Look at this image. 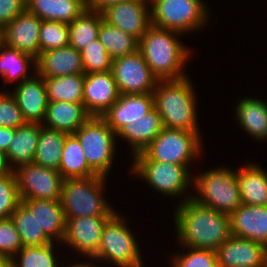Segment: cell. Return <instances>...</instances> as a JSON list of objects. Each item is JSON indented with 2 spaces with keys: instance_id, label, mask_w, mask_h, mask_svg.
Wrapping results in <instances>:
<instances>
[{
  "instance_id": "cell-1",
  "label": "cell",
  "mask_w": 267,
  "mask_h": 267,
  "mask_svg": "<svg viewBox=\"0 0 267 267\" xmlns=\"http://www.w3.org/2000/svg\"><path fill=\"white\" fill-rule=\"evenodd\" d=\"M174 213V221L184 247L216 251L231 236L230 215L184 199Z\"/></svg>"
},
{
  "instance_id": "cell-2",
  "label": "cell",
  "mask_w": 267,
  "mask_h": 267,
  "mask_svg": "<svg viewBox=\"0 0 267 267\" xmlns=\"http://www.w3.org/2000/svg\"><path fill=\"white\" fill-rule=\"evenodd\" d=\"M177 34L181 33L151 25L139 40L138 50L158 80L186 77L182 68L190 49L182 45Z\"/></svg>"
},
{
  "instance_id": "cell-3",
  "label": "cell",
  "mask_w": 267,
  "mask_h": 267,
  "mask_svg": "<svg viewBox=\"0 0 267 267\" xmlns=\"http://www.w3.org/2000/svg\"><path fill=\"white\" fill-rule=\"evenodd\" d=\"M187 77L159 80L152 93L154 108L161 116L163 127L199 132L196 98Z\"/></svg>"
},
{
  "instance_id": "cell-4",
  "label": "cell",
  "mask_w": 267,
  "mask_h": 267,
  "mask_svg": "<svg viewBox=\"0 0 267 267\" xmlns=\"http://www.w3.org/2000/svg\"><path fill=\"white\" fill-rule=\"evenodd\" d=\"M105 179L101 175L64 179L60 201L65 220L75 217L113 216L116 213L101 193Z\"/></svg>"
},
{
  "instance_id": "cell-5",
  "label": "cell",
  "mask_w": 267,
  "mask_h": 267,
  "mask_svg": "<svg viewBox=\"0 0 267 267\" xmlns=\"http://www.w3.org/2000/svg\"><path fill=\"white\" fill-rule=\"evenodd\" d=\"M199 132L164 127L133 161H158L185 165L201 152Z\"/></svg>"
},
{
  "instance_id": "cell-6",
  "label": "cell",
  "mask_w": 267,
  "mask_h": 267,
  "mask_svg": "<svg viewBox=\"0 0 267 267\" xmlns=\"http://www.w3.org/2000/svg\"><path fill=\"white\" fill-rule=\"evenodd\" d=\"M193 178L198 203L231 215L242 204L237 172L226 168L211 169Z\"/></svg>"
},
{
  "instance_id": "cell-7",
  "label": "cell",
  "mask_w": 267,
  "mask_h": 267,
  "mask_svg": "<svg viewBox=\"0 0 267 267\" xmlns=\"http://www.w3.org/2000/svg\"><path fill=\"white\" fill-rule=\"evenodd\" d=\"M73 134L81 144L89 167L97 175L106 177L114 159L117 134L98 116H91Z\"/></svg>"
},
{
  "instance_id": "cell-8",
  "label": "cell",
  "mask_w": 267,
  "mask_h": 267,
  "mask_svg": "<svg viewBox=\"0 0 267 267\" xmlns=\"http://www.w3.org/2000/svg\"><path fill=\"white\" fill-rule=\"evenodd\" d=\"M126 219L115 213L104 225L96 260L114 262L119 267H142L137 240L126 225Z\"/></svg>"
},
{
  "instance_id": "cell-9",
  "label": "cell",
  "mask_w": 267,
  "mask_h": 267,
  "mask_svg": "<svg viewBox=\"0 0 267 267\" xmlns=\"http://www.w3.org/2000/svg\"><path fill=\"white\" fill-rule=\"evenodd\" d=\"M151 4V24L159 28L186 33L208 21L201 0H154Z\"/></svg>"
},
{
  "instance_id": "cell-10",
  "label": "cell",
  "mask_w": 267,
  "mask_h": 267,
  "mask_svg": "<svg viewBox=\"0 0 267 267\" xmlns=\"http://www.w3.org/2000/svg\"><path fill=\"white\" fill-rule=\"evenodd\" d=\"M13 172L20 199L60 200L64 179L58 170L32 162L15 167Z\"/></svg>"
},
{
  "instance_id": "cell-11",
  "label": "cell",
  "mask_w": 267,
  "mask_h": 267,
  "mask_svg": "<svg viewBox=\"0 0 267 267\" xmlns=\"http://www.w3.org/2000/svg\"><path fill=\"white\" fill-rule=\"evenodd\" d=\"M111 72L120 94L153 93L159 81L139 50L113 59Z\"/></svg>"
},
{
  "instance_id": "cell-12",
  "label": "cell",
  "mask_w": 267,
  "mask_h": 267,
  "mask_svg": "<svg viewBox=\"0 0 267 267\" xmlns=\"http://www.w3.org/2000/svg\"><path fill=\"white\" fill-rule=\"evenodd\" d=\"M132 173L139 175L153 189L165 196H180L187 190L191 178L188 167L158 161H134Z\"/></svg>"
},
{
  "instance_id": "cell-13",
  "label": "cell",
  "mask_w": 267,
  "mask_h": 267,
  "mask_svg": "<svg viewBox=\"0 0 267 267\" xmlns=\"http://www.w3.org/2000/svg\"><path fill=\"white\" fill-rule=\"evenodd\" d=\"M147 4L148 2L143 0L121 1L106 8L102 14L109 24L140 40L152 25L151 10Z\"/></svg>"
},
{
  "instance_id": "cell-14",
  "label": "cell",
  "mask_w": 267,
  "mask_h": 267,
  "mask_svg": "<svg viewBox=\"0 0 267 267\" xmlns=\"http://www.w3.org/2000/svg\"><path fill=\"white\" fill-rule=\"evenodd\" d=\"M111 217L89 216L67 219L63 243L92 258L98 252L103 227Z\"/></svg>"
},
{
  "instance_id": "cell-15",
  "label": "cell",
  "mask_w": 267,
  "mask_h": 267,
  "mask_svg": "<svg viewBox=\"0 0 267 267\" xmlns=\"http://www.w3.org/2000/svg\"><path fill=\"white\" fill-rule=\"evenodd\" d=\"M41 22L42 19L26 9L2 30V42L36 59L40 55Z\"/></svg>"
},
{
  "instance_id": "cell-16",
  "label": "cell",
  "mask_w": 267,
  "mask_h": 267,
  "mask_svg": "<svg viewBox=\"0 0 267 267\" xmlns=\"http://www.w3.org/2000/svg\"><path fill=\"white\" fill-rule=\"evenodd\" d=\"M119 96L111 70L85 74L82 103L90 116L101 117Z\"/></svg>"
},
{
  "instance_id": "cell-17",
  "label": "cell",
  "mask_w": 267,
  "mask_h": 267,
  "mask_svg": "<svg viewBox=\"0 0 267 267\" xmlns=\"http://www.w3.org/2000/svg\"><path fill=\"white\" fill-rule=\"evenodd\" d=\"M266 249L262 243L231 235L216 250L217 261L224 267H265Z\"/></svg>"
},
{
  "instance_id": "cell-18",
  "label": "cell",
  "mask_w": 267,
  "mask_h": 267,
  "mask_svg": "<svg viewBox=\"0 0 267 267\" xmlns=\"http://www.w3.org/2000/svg\"><path fill=\"white\" fill-rule=\"evenodd\" d=\"M24 81L19 82L12 94L21 110L24 120L28 123H44L48 95L44 78L36 73Z\"/></svg>"
},
{
  "instance_id": "cell-19",
  "label": "cell",
  "mask_w": 267,
  "mask_h": 267,
  "mask_svg": "<svg viewBox=\"0 0 267 267\" xmlns=\"http://www.w3.org/2000/svg\"><path fill=\"white\" fill-rule=\"evenodd\" d=\"M153 108L152 93L120 94L117 101L101 117L117 134L126 124L138 121Z\"/></svg>"
},
{
  "instance_id": "cell-20",
  "label": "cell",
  "mask_w": 267,
  "mask_h": 267,
  "mask_svg": "<svg viewBox=\"0 0 267 267\" xmlns=\"http://www.w3.org/2000/svg\"><path fill=\"white\" fill-rule=\"evenodd\" d=\"M231 235L267 247V206L241 204L230 215Z\"/></svg>"
},
{
  "instance_id": "cell-21",
  "label": "cell",
  "mask_w": 267,
  "mask_h": 267,
  "mask_svg": "<svg viewBox=\"0 0 267 267\" xmlns=\"http://www.w3.org/2000/svg\"><path fill=\"white\" fill-rule=\"evenodd\" d=\"M35 73L43 78L84 73L81 51L71 45L40 53L36 58Z\"/></svg>"
},
{
  "instance_id": "cell-22",
  "label": "cell",
  "mask_w": 267,
  "mask_h": 267,
  "mask_svg": "<svg viewBox=\"0 0 267 267\" xmlns=\"http://www.w3.org/2000/svg\"><path fill=\"white\" fill-rule=\"evenodd\" d=\"M21 202L35 214L39 227L52 241L63 242L66 220L60 200L21 199Z\"/></svg>"
},
{
  "instance_id": "cell-23",
  "label": "cell",
  "mask_w": 267,
  "mask_h": 267,
  "mask_svg": "<svg viewBox=\"0 0 267 267\" xmlns=\"http://www.w3.org/2000/svg\"><path fill=\"white\" fill-rule=\"evenodd\" d=\"M91 116L86 112L83 103L67 101H49L45 116V126L68 134L75 133Z\"/></svg>"
},
{
  "instance_id": "cell-24",
  "label": "cell",
  "mask_w": 267,
  "mask_h": 267,
  "mask_svg": "<svg viewBox=\"0 0 267 267\" xmlns=\"http://www.w3.org/2000/svg\"><path fill=\"white\" fill-rule=\"evenodd\" d=\"M163 128L161 116L153 108L138 121L126 124L117 136L126 139L129 145H132V155H135L145 149Z\"/></svg>"
},
{
  "instance_id": "cell-25",
  "label": "cell",
  "mask_w": 267,
  "mask_h": 267,
  "mask_svg": "<svg viewBox=\"0 0 267 267\" xmlns=\"http://www.w3.org/2000/svg\"><path fill=\"white\" fill-rule=\"evenodd\" d=\"M26 9L42 20L71 23L85 10L84 0H26Z\"/></svg>"
},
{
  "instance_id": "cell-26",
  "label": "cell",
  "mask_w": 267,
  "mask_h": 267,
  "mask_svg": "<svg viewBox=\"0 0 267 267\" xmlns=\"http://www.w3.org/2000/svg\"><path fill=\"white\" fill-rule=\"evenodd\" d=\"M242 204L267 206V173L259 165L236 170Z\"/></svg>"
},
{
  "instance_id": "cell-27",
  "label": "cell",
  "mask_w": 267,
  "mask_h": 267,
  "mask_svg": "<svg viewBox=\"0 0 267 267\" xmlns=\"http://www.w3.org/2000/svg\"><path fill=\"white\" fill-rule=\"evenodd\" d=\"M39 137L40 123L26 122L24 125L17 127L6 152L10 166L11 164L14 165V163L16 167L32 163L38 146Z\"/></svg>"
},
{
  "instance_id": "cell-28",
  "label": "cell",
  "mask_w": 267,
  "mask_h": 267,
  "mask_svg": "<svg viewBox=\"0 0 267 267\" xmlns=\"http://www.w3.org/2000/svg\"><path fill=\"white\" fill-rule=\"evenodd\" d=\"M237 105L239 125L256 140L267 139V103L255 98H245Z\"/></svg>"
},
{
  "instance_id": "cell-29",
  "label": "cell",
  "mask_w": 267,
  "mask_h": 267,
  "mask_svg": "<svg viewBox=\"0 0 267 267\" xmlns=\"http://www.w3.org/2000/svg\"><path fill=\"white\" fill-rule=\"evenodd\" d=\"M58 171L63 179L97 175L87 164L81 144L73 133L66 135Z\"/></svg>"
},
{
  "instance_id": "cell-30",
  "label": "cell",
  "mask_w": 267,
  "mask_h": 267,
  "mask_svg": "<svg viewBox=\"0 0 267 267\" xmlns=\"http://www.w3.org/2000/svg\"><path fill=\"white\" fill-rule=\"evenodd\" d=\"M40 124V137L33 163L58 170L61 154L68 133L53 130Z\"/></svg>"
},
{
  "instance_id": "cell-31",
  "label": "cell",
  "mask_w": 267,
  "mask_h": 267,
  "mask_svg": "<svg viewBox=\"0 0 267 267\" xmlns=\"http://www.w3.org/2000/svg\"><path fill=\"white\" fill-rule=\"evenodd\" d=\"M20 235L23 247L43 246L52 241L39 227L35 214L22 202L10 217Z\"/></svg>"
},
{
  "instance_id": "cell-32",
  "label": "cell",
  "mask_w": 267,
  "mask_h": 267,
  "mask_svg": "<svg viewBox=\"0 0 267 267\" xmlns=\"http://www.w3.org/2000/svg\"><path fill=\"white\" fill-rule=\"evenodd\" d=\"M103 19L101 12L86 9L79 17L68 24L69 45L81 51L90 42L97 39Z\"/></svg>"
},
{
  "instance_id": "cell-33",
  "label": "cell",
  "mask_w": 267,
  "mask_h": 267,
  "mask_svg": "<svg viewBox=\"0 0 267 267\" xmlns=\"http://www.w3.org/2000/svg\"><path fill=\"white\" fill-rule=\"evenodd\" d=\"M98 39L113 59L130 55L138 50L139 40L137 38L109 24L104 19L100 24Z\"/></svg>"
},
{
  "instance_id": "cell-34",
  "label": "cell",
  "mask_w": 267,
  "mask_h": 267,
  "mask_svg": "<svg viewBox=\"0 0 267 267\" xmlns=\"http://www.w3.org/2000/svg\"><path fill=\"white\" fill-rule=\"evenodd\" d=\"M84 73L44 78L48 101L82 103Z\"/></svg>"
},
{
  "instance_id": "cell-35",
  "label": "cell",
  "mask_w": 267,
  "mask_h": 267,
  "mask_svg": "<svg viewBox=\"0 0 267 267\" xmlns=\"http://www.w3.org/2000/svg\"><path fill=\"white\" fill-rule=\"evenodd\" d=\"M32 62L36 67V59L32 55L9 47L3 42L0 44V74L6 83L14 82L19 78L22 81L30 78L26 74Z\"/></svg>"
},
{
  "instance_id": "cell-36",
  "label": "cell",
  "mask_w": 267,
  "mask_h": 267,
  "mask_svg": "<svg viewBox=\"0 0 267 267\" xmlns=\"http://www.w3.org/2000/svg\"><path fill=\"white\" fill-rule=\"evenodd\" d=\"M84 74L110 71L113 58L97 38L81 50Z\"/></svg>"
},
{
  "instance_id": "cell-37",
  "label": "cell",
  "mask_w": 267,
  "mask_h": 267,
  "mask_svg": "<svg viewBox=\"0 0 267 267\" xmlns=\"http://www.w3.org/2000/svg\"><path fill=\"white\" fill-rule=\"evenodd\" d=\"M53 245L23 247L15 256L20 255L19 262L13 258L15 267H57Z\"/></svg>"
},
{
  "instance_id": "cell-38",
  "label": "cell",
  "mask_w": 267,
  "mask_h": 267,
  "mask_svg": "<svg viewBox=\"0 0 267 267\" xmlns=\"http://www.w3.org/2000/svg\"><path fill=\"white\" fill-rule=\"evenodd\" d=\"M39 42L40 53L69 45L68 24L42 20Z\"/></svg>"
},
{
  "instance_id": "cell-39",
  "label": "cell",
  "mask_w": 267,
  "mask_h": 267,
  "mask_svg": "<svg viewBox=\"0 0 267 267\" xmlns=\"http://www.w3.org/2000/svg\"><path fill=\"white\" fill-rule=\"evenodd\" d=\"M20 202L15 173L0 176V219L10 218Z\"/></svg>"
},
{
  "instance_id": "cell-40",
  "label": "cell",
  "mask_w": 267,
  "mask_h": 267,
  "mask_svg": "<svg viewBox=\"0 0 267 267\" xmlns=\"http://www.w3.org/2000/svg\"><path fill=\"white\" fill-rule=\"evenodd\" d=\"M188 250L186 254L175 255L173 267H213L217 261L216 251L203 248L185 247Z\"/></svg>"
},
{
  "instance_id": "cell-41",
  "label": "cell",
  "mask_w": 267,
  "mask_h": 267,
  "mask_svg": "<svg viewBox=\"0 0 267 267\" xmlns=\"http://www.w3.org/2000/svg\"><path fill=\"white\" fill-rule=\"evenodd\" d=\"M22 248L20 235L12 219H0V257L15 258Z\"/></svg>"
},
{
  "instance_id": "cell-42",
  "label": "cell",
  "mask_w": 267,
  "mask_h": 267,
  "mask_svg": "<svg viewBox=\"0 0 267 267\" xmlns=\"http://www.w3.org/2000/svg\"><path fill=\"white\" fill-rule=\"evenodd\" d=\"M26 123L12 93H0V127L17 128Z\"/></svg>"
},
{
  "instance_id": "cell-43",
  "label": "cell",
  "mask_w": 267,
  "mask_h": 267,
  "mask_svg": "<svg viewBox=\"0 0 267 267\" xmlns=\"http://www.w3.org/2000/svg\"><path fill=\"white\" fill-rule=\"evenodd\" d=\"M26 10V0H0V28L3 30L15 17Z\"/></svg>"
},
{
  "instance_id": "cell-44",
  "label": "cell",
  "mask_w": 267,
  "mask_h": 267,
  "mask_svg": "<svg viewBox=\"0 0 267 267\" xmlns=\"http://www.w3.org/2000/svg\"><path fill=\"white\" fill-rule=\"evenodd\" d=\"M126 0H84L87 10L103 12L106 8Z\"/></svg>"
},
{
  "instance_id": "cell-45",
  "label": "cell",
  "mask_w": 267,
  "mask_h": 267,
  "mask_svg": "<svg viewBox=\"0 0 267 267\" xmlns=\"http://www.w3.org/2000/svg\"><path fill=\"white\" fill-rule=\"evenodd\" d=\"M15 128L0 127V150L7 152L13 139Z\"/></svg>"
},
{
  "instance_id": "cell-46",
  "label": "cell",
  "mask_w": 267,
  "mask_h": 267,
  "mask_svg": "<svg viewBox=\"0 0 267 267\" xmlns=\"http://www.w3.org/2000/svg\"><path fill=\"white\" fill-rule=\"evenodd\" d=\"M13 171L14 166H10L6 153L0 150V176L11 174Z\"/></svg>"
},
{
  "instance_id": "cell-47",
  "label": "cell",
  "mask_w": 267,
  "mask_h": 267,
  "mask_svg": "<svg viewBox=\"0 0 267 267\" xmlns=\"http://www.w3.org/2000/svg\"><path fill=\"white\" fill-rule=\"evenodd\" d=\"M0 267H15L13 258L0 257Z\"/></svg>"
},
{
  "instance_id": "cell-48",
  "label": "cell",
  "mask_w": 267,
  "mask_h": 267,
  "mask_svg": "<svg viewBox=\"0 0 267 267\" xmlns=\"http://www.w3.org/2000/svg\"><path fill=\"white\" fill-rule=\"evenodd\" d=\"M83 263H84V262H82V263H80V264L77 263V264H75V265H73V266L71 265V266H67V267H97V266H95V265L93 266L92 264H90V263H88V262H87V264H86V263L83 264Z\"/></svg>"
},
{
  "instance_id": "cell-49",
  "label": "cell",
  "mask_w": 267,
  "mask_h": 267,
  "mask_svg": "<svg viewBox=\"0 0 267 267\" xmlns=\"http://www.w3.org/2000/svg\"><path fill=\"white\" fill-rule=\"evenodd\" d=\"M2 43V29L0 28V44Z\"/></svg>"
},
{
  "instance_id": "cell-50",
  "label": "cell",
  "mask_w": 267,
  "mask_h": 267,
  "mask_svg": "<svg viewBox=\"0 0 267 267\" xmlns=\"http://www.w3.org/2000/svg\"><path fill=\"white\" fill-rule=\"evenodd\" d=\"M265 267H267V249H266V255H265Z\"/></svg>"
},
{
  "instance_id": "cell-51",
  "label": "cell",
  "mask_w": 267,
  "mask_h": 267,
  "mask_svg": "<svg viewBox=\"0 0 267 267\" xmlns=\"http://www.w3.org/2000/svg\"><path fill=\"white\" fill-rule=\"evenodd\" d=\"M213 267H224V266H222V265H220L219 263H217L215 266H213Z\"/></svg>"
},
{
  "instance_id": "cell-52",
  "label": "cell",
  "mask_w": 267,
  "mask_h": 267,
  "mask_svg": "<svg viewBox=\"0 0 267 267\" xmlns=\"http://www.w3.org/2000/svg\"><path fill=\"white\" fill-rule=\"evenodd\" d=\"M143 1H147L151 4L154 0H143Z\"/></svg>"
}]
</instances>
